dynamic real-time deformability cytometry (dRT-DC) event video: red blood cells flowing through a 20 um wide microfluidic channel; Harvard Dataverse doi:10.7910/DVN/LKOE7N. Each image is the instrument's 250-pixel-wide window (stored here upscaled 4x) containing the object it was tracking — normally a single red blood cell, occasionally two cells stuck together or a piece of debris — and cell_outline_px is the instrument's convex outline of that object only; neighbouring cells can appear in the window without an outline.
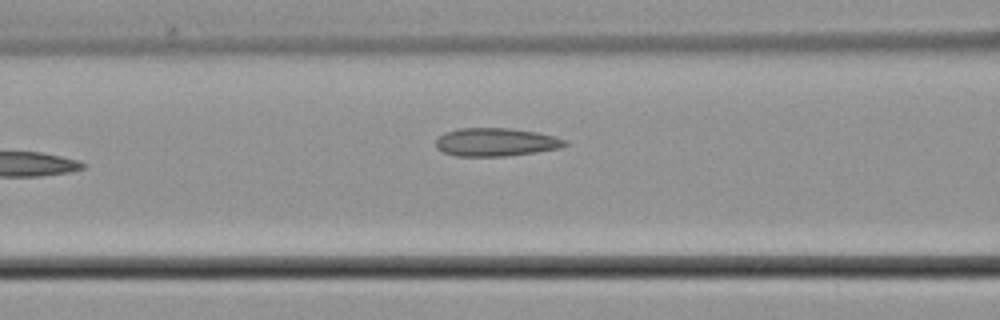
{"species": "common noctule bat (a hibernating species)", "species_latin": "Nyctalus noctula", "temperature_condition": "cold", "stored_images_in_passage": 7, "camera_frame_rate_fps": 3000, "um_per_image_px": 0.085, "animal": {"sex": "male", "body_mass_g": 21.5, "forearm_length_mm": 52.0}, "frame": {"image": 1, "passage_image": 7, "time_ms": 8.333, "image_size_px": [1000, 320], "cell_outline_px": [[568, 144], [560, 148], [536, 152], [504, 156], [456, 156], [444, 152], [436, 148], [436, 140], [444, 132], [460, 128], [512, 128], [536, 132], [568, 140]], "centroid_in_image_um": [42.15, 12.08], "position_along_channel_um": 124.5, "area_um2": 21.21}}